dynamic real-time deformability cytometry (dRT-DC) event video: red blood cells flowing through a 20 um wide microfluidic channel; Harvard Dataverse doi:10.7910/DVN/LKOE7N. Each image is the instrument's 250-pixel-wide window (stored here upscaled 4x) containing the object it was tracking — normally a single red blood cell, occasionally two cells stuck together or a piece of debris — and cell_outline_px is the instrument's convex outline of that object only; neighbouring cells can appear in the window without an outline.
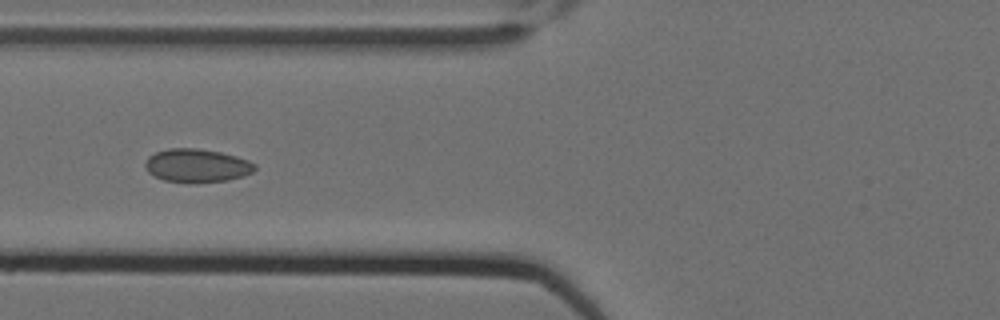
{"species": "Egyptian fruit bat (a non-hibernating species)", "species_latin": "Rousettus aegyptiacus", "temperature_condition": "cold", "stored_images_in_passage": 10, "camera_frame_rate_fps": 3000, "um_per_image_px": 0.085, "animal": {"sex": "female"}, "frame": {"image": 1, "passage_image": 7, "time_ms": 2.0, "image_size_px": [1000, 320], "cell_outline_px": [[256, 168], [252, 172], [244, 176], [228, 180], [196, 184], [192, 184], [164, 180], [148, 172], [144, 168], [144, 164], [148, 156], [156, 152], [168, 148], [196, 148], [220, 152], [236, 156], [248, 160], [256, 164]], "centroid_in_image_um": [16.73, 14.09], "position_along_channel_um": 109.1, "area_um2": 21.68}}
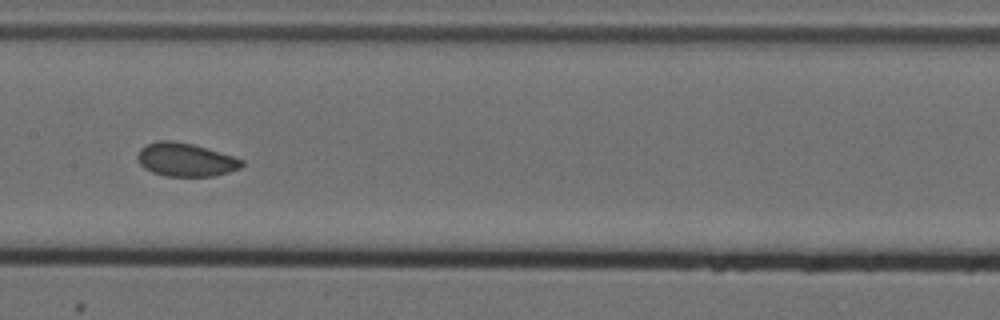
{"frame": {"image": 2, "passage_image": 9, "time_ms": 2.667, "image_size_px": [1000, 320], "cell_outline_px": [[244, 164], [240, 168], [216, 176], [164, 176], [152, 172], [144, 168], [140, 164], [136, 156], [140, 148], [156, 140], [172, 140], [192, 144], [232, 156], [244, 160]], "centroid_in_image_um": [15.75, 13.58], "position_along_channel_um": 191.7, "area_um2": 20.29}}
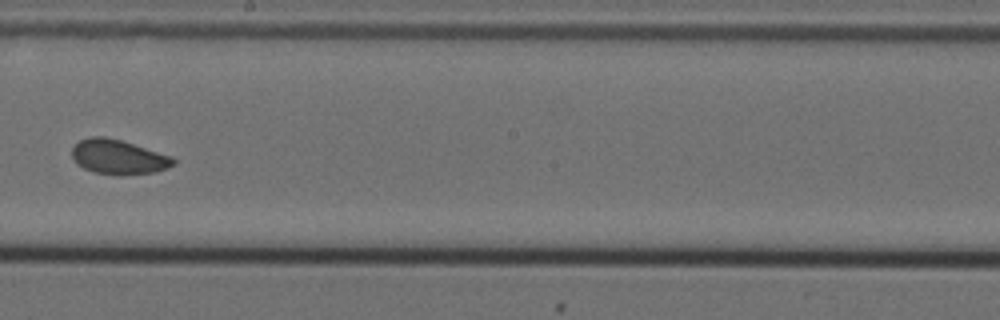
{"frame": {"image": 3, "passage_image": 10, "time_ms": 3.0, "image_size_px": [1000, 320], "cell_outline_px": [[176, 164], [168, 168], [156, 172], [120, 176], [116, 176], [92, 172], [76, 164], [72, 160], [72, 148], [80, 140], [88, 136], [104, 136], [120, 140], [172, 156], [176, 160]], "centroid_in_image_um": [10.05, 13.36], "position_along_channel_um": 238.1, "area_um2": 20.81}}